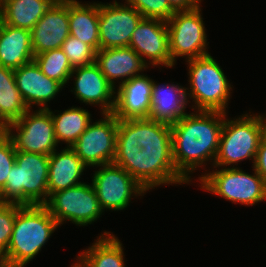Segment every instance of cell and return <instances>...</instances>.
<instances>
[{
	"label": "cell",
	"instance_id": "cell-1",
	"mask_svg": "<svg viewBox=\"0 0 266 267\" xmlns=\"http://www.w3.org/2000/svg\"><path fill=\"white\" fill-rule=\"evenodd\" d=\"M116 141H133L140 151L115 152L113 163L147 191L167 184H189L172 157L171 125L149 118L119 120Z\"/></svg>",
	"mask_w": 266,
	"mask_h": 267
},
{
	"label": "cell",
	"instance_id": "cell-2",
	"mask_svg": "<svg viewBox=\"0 0 266 267\" xmlns=\"http://www.w3.org/2000/svg\"><path fill=\"white\" fill-rule=\"evenodd\" d=\"M225 113L194 111L171 125L172 157L176 170L190 183L196 168L215 162Z\"/></svg>",
	"mask_w": 266,
	"mask_h": 267
},
{
	"label": "cell",
	"instance_id": "cell-3",
	"mask_svg": "<svg viewBox=\"0 0 266 267\" xmlns=\"http://www.w3.org/2000/svg\"><path fill=\"white\" fill-rule=\"evenodd\" d=\"M58 226L45 205H22L16 213L6 256L0 261L2 267H25Z\"/></svg>",
	"mask_w": 266,
	"mask_h": 267
},
{
	"label": "cell",
	"instance_id": "cell-4",
	"mask_svg": "<svg viewBox=\"0 0 266 267\" xmlns=\"http://www.w3.org/2000/svg\"><path fill=\"white\" fill-rule=\"evenodd\" d=\"M49 155L16 151L15 164L0 201L21 205H44L48 201Z\"/></svg>",
	"mask_w": 266,
	"mask_h": 267
},
{
	"label": "cell",
	"instance_id": "cell-5",
	"mask_svg": "<svg viewBox=\"0 0 266 267\" xmlns=\"http://www.w3.org/2000/svg\"><path fill=\"white\" fill-rule=\"evenodd\" d=\"M185 62L189 68L190 84V88H186V94L187 99L194 102L192 109L226 113L233 85L229 83L217 61L211 54H207Z\"/></svg>",
	"mask_w": 266,
	"mask_h": 267
},
{
	"label": "cell",
	"instance_id": "cell-6",
	"mask_svg": "<svg viewBox=\"0 0 266 267\" xmlns=\"http://www.w3.org/2000/svg\"><path fill=\"white\" fill-rule=\"evenodd\" d=\"M246 112L240 117L229 120L225 113L220 136L219 149L213 164L214 168H226L246 159H252L253 164L261 139L266 135V120L264 115Z\"/></svg>",
	"mask_w": 266,
	"mask_h": 267
},
{
	"label": "cell",
	"instance_id": "cell-7",
	"mask_svg": "<svg viewBox=\"0 0 266 267\" xmlns=\"http://www.w3.org/2000/svg\"><path fill=\"white\" fill-rule=\"evenodd\" d=\"M212 171L198 177L201 189L247 206L266 200V183L254 168L253 175L238 167Z\"/></svg>",
	"mask_w": 266,
	"mask_h": 267
},
{
	"label": "cell",
	"instance_id": "cell-8",
	"mask_svg": "<svg viewBox=\"0 0 266 267\" xmlns=\"http://www.w3.org/2000/svg\"><path fill=\"white\" fill-rule=\"evenodd\" d=\"M200 8L198 6L190 11L175 12L166 22L173 66L178 57H185L187 61L209 54L206 50L207 34Z\"/></svg>",
	"mask_w": 266,
	"mask_h": 267
},
{
	"label": "cell",
	"instance_id": "cell-9",
	"mask_svg": "<svg viewBox=\"0 0 266 267\" xmlns=\"http://www.w3.org/2000/svg\"><path fill=\"white\" fill-rule=\"evenodd\" d=\"M44 205L60 226L67 220L77 226H88L103 213L95 188L86 182L52 193Z\"/></svg>",
	"mask_w": 266,
	"mask_h": 267
},
{
	"label": "cell",
	"instance_id": "cell-10",
	"mask_svg": "<svg viewBox=\"0 0 266 267\" xmlns=\"http://www.w3.org/2000/svg\"><path fill=\"white\" fill-rule=\"evenodd\" d=\"M30 111L9 123L4 131L11 138L16 151L50 155L58 146L50 110Z\"/></svg>",
	"mask_w": 266,
	"mask_h": 267
},
{
	"label": "cell",
	"instance_id": "cell-11",
	"mask_svg": "<svg viewBox=\"0 0 266 267\" xmlns=\"http://www.w3.org/2000/svg\"><path fill=\"white\" fill-rule=\"evenodd\" d=\"M98 167L91 182L103 212L123 210L130 206L133 196L146 194L147 190L122 167L114 163Z\"/></svg>",
	"mask_w": 266,
	"mask_h": 267
},
{
	"label": "cell",
	"instance_id": "cell-12",
	"mask_svg": "<svg viewBox=\"0 0 266 267\" xmlns=\"http://www.w3.org/2000/svg\"><path fill=\"white\" fill-rule=\"evenodd\" d=\"M102 116L98 121H91L71 147L88 168L113 163L115 157L119 120L113 113Z\"/></svg>",
	"mask_w": 266,
	"mask_h": 267
},
{
	"label": "cell",
	"instance_id": "cell-13",
	"mask_svg": "<svg viewBox=\"0 0 266 267\" xmlns=\"http://www.w3.org/2000/svg\"><path fill=\"white\" fill-rule=\"evenodd\" d=\"M144 17L127 3H99L100 49L126 47Z\"/></svg>",
	"mask_w": 266,
	"mask_h": 267
},
{
	"label": "cell",
	"instance_id": "cell-14",
	"mask_svg": "<svg viewBox=\"0 0 266 267\" xmlns=\"http://www.w3.org/2000/svg\"><path fill=\"white\" fill-rule=\"evenodd\" d=\"M129 47L149 66L174 67L169 53L168 27L164 20L143 18L132 33Z\"/></svg>",
	"mask_w": 266,
	"mask_h": 267
},
{
	"label": "cell",
	"instance_id": "cell-15",
	"mask_svg": "<svg viewBox=\"0 0 266 267\" xmlns=\"http://www.w3.org/2000/svg\"><path fill=\"white\" fill-rule=\"evenodd\" d=\"M73 76L75 82L71 92H74L80 102L90 106L97 105L101 108V114L113 112L116 89L107 81L96 62L74 67L70 78Z\"/></svg>",
	"mask_w": 266,
	"mask_h": 267
},
{
	"label": "cell",
	"instance_id": "cell-16",
	"mask_svg": "<svg viewBox=\"0 0 266 267\" xmlns=\"http://www.w3.org/2000/svg\"><path fill=\"white\" fill-rule=\"evenodd\" d=\"M69 35V0H57L31 30L34 55L61 48Z\"/></svg>",
	"mask_w": 266,
	"mask_h": 267
},
{
	"label": "cell",
	"instance_id": "cell-17",
	"mask_svg": "<svg viewBox=\"0 0 266 267\" xmlns=\"http://www.w3.org/2000/svg\"><path fill=\"white\" fill-rule=\"evenodd\" d=\"M154 80L141 74L118 86L113 114L118 120L148 118Z\"/></svg>",
	"mask_w": 266,
	"mask_h": 267
},
{
	"label": "cell",
	"instance_id": "cell-18",
	"mask_svg": "<svg viewBox=\"0 0 266 267\" xmlns=\"http://www.w3.org/2000/svg\"><path fill=\"white\" fill-rule=\"evenodd\" d=\"M14 78L22 99L29 109H32L31 105L34 106V104L40 106L38 109H48V103L64 88L56 80L44 75L35 61L15 69Z\"/></svg>",
	"mask_w": 266,
	"mask_h": 267
},
{
	"label": "cell",
	"instance_id": "cell-19",
	"mask_svg": "<svg viewBox=\"0 0 266 267\" xmlns=\"http://www.w3.org/2000/svg\"><path fill=\"white\" fill-rule=\"evenodd\" d=\"M95 62L114 89L117 87L115 81L118 80L120 86L131 78L143 74L142 71L149 67L129 46L99 49L96 51Z\"/></svg>",
	"mask_w": 266,
	"mask_h": 267
},
{
	"label": "cell",
	"instance_id": "cell-20",
	"mask_svg": "<svg viewBox=\"0 0 266 267\" xmlns=\"http://www.w3.org/2000/svg\"><path fill=\"white\" fill-rule=\"evenodd\" d=\"M186 87L174 84H158L154 81L151 94V109L148 118L168 125L175 124L187 113Z\"/></svg>",
	"mask_w": 266,
	"mask_h": 267
},
{
	"label": "cell",
	"instance_id": "cell-21",
	"mask_svg": "<svg viewBox=\"0 0 266 267\" xmlns=\"http://www.w3.org/2000/svg\"><path fill=\"white\" fill-rule=\"evenodd\" d=\"M87 168L71 147L53 151L49 155L48 198L52 193L84 183L79 179Z\"/></svg>",
	"mask_w": 266,
	"mask_h": 267
},
{
	"label": "cell",
	"instance_id": "cell-22",
	"mask_svg": "<svg viewBox=\"0 0 266 267\" xmlns=\"http://www.w3.org/2000/svg\"><path fill=\"white\" fill-rule=\"evenodd\" d=\"M31 31L0 20V65L15 70L34 61Z\"/></svg>",
	"mask_w": 266,
	"mask_h": 267
},
{
	"label": "cell",
	"instance_id": "cell-23",
	"mask_svg": "<svg viewBox=\"0 0 266 267\" xmlns=\"http://www.w3.org/2000/svg\"><path fill=\"white\" fill-rule=\"evenodd\" d=\"M93 243L75 258L72 267H125L124 248L118 237L104 231Z\"/></svg>",
	"mask_w": 266,
	"mask_h": 267
},
{
	"label": "cell",
	"instance_id": "cell-24",
	"mask_svg": "<svg viewBox=\"0 0 266 267\" xmlns=\"http://www.w3.org/2000/svg\"><path fill=\"white\" fill-rule=\"evenodd\" d=\"M69 32L98 51L99 3L82 4L77 0H69Z\"/></svg>",
	"mask_w": 266,
	"mask_h": 267
},
{
	"label": "cell",
	"instance_id": "cell-25",
	"mask_svg": "<svg viewBox=\"0 0 266 267\" xmlns=\"http://www.w3.org/2000/svg\"><path fill=\"white\" fill-rule=\"evenodd\" d=\"M57 0H4L0 20L7 25L32 30Z\"/></svg>",
	"mask_w": 266,
	"mask_h": 267
},
{
	"label": "cell",
	"instance_id": "cell-26",
	"mask_svg": "<svg viewBox=\"0 0 266 267\" xmlns=\"http://www.w3.org/2000/svg\"><path fill=\"white\" fill-rule=\"evenodd\" d=\"M28 110L16 86L14 70L0 65V125L5 128Z\"/></svg>",
	"mask_w": 266,
	"mask_h": 267
},
{
	"label": "cell",
	"instance_id": "cell-27",
	"mask_svg": "<svg viewBox=\"0 0 266 267\" xmlns=\"http://www.w3.org/2000/svg\"><path fill=\"white\" fill-rule=\"evenodd\" d=\"M48 110L54 123L56 141L58 144L66 143V147H72L92 121L90 112L81 107L72 106L63 112L58 111L57 115L50 108Z\"/></svg>",
	"mask_w": 266,
	"mask_h": 267
},
{
	"label": "cell",
	"instance_id": "cell-28",
	"mask_svg": "<svg viewBox=\"0 0 266 267\" xmlns=\"http://www.w3.org/2000/svg\"><path fill=\"white\" fill-rule=\"evenodd\" d=\"M34 61L44 75L63 86L68 85L73 67L61 48L37 54Z\"/></svg>",
	"mask_w": 266,
	"mask_h": 267
},
{
	"label": "cell",
	"instance_id": "cell-29",
	"mask_svg": "<svg viewBox=\"0 0 266 267\" xmlns=\"http://www.w3.org/2000/svg\"><path fill=\"white\" fill-rule=\"evenodd\" d=\"M61 49L73 68L90 65L95 62L96 51L90 45L72 35L65 39Z\"/></svg>",
	"mask_w": 266,
	"mask_h": 267
},
{
	"label": "cell",
	"instance_id": "cell-30",
	"mask_svg": "<svg viewBox=\"0 0 266 267\" xmlns=\"http://www.w3.org/2000/svg\"><path fill=\"white\" fill-rule=\"evenodd\" d=\"M21 204L0 201V261L6 256L16 213Z\"/></svg>",
	"mask_w": 266,
	"mask_h": 267
},
{
	"label": "cell",
	"instance_id": "cell-31",
	"mask_svg": "<svg viewBox=\"0 0 266 267\" xmlns=\"http://www.w3.org/2000/svg\"><path fill=\"white\" fill-rule=\"evenodd\" d=\"M16 150L11 138L3 131L0 134V190L5 186L10 170L15 164Z\"/></svg>",
	"mask_w": 266,
	"mask_h": 267
},
{
	"label": "cell",
	"instance_id": "cell-32",
	"mask_svg": "<svg viewBox=\"0 0 266 267\" xmlns=\"http://www.w3.org/2000/svg\"><path fill=\"white\" fill-rule=\"evenodd\" d=\"M175 11L167 0H149L147 5V18L168 21Z\"/></svg>",
	"mask_w": 266,
	"mask_h": 267
},
{
	"label": "cell",
	"instance_id": "cell-33",
	"mask_svg": "<svg viewBox=\"0 0 266 267\" xmlns=\"http://www.w3.org/2000/svg\"><path fill=\"white\" fill-rule=\"evenodd\" d=\"M252 166L266 183V135L259 143L255 162Z\"/></svg>",
	"mask_w": 266,
	"mask_h": 267
},
{
	"label": "cell",
	"instance_id": "cell-34",
	"mask_svg": "<svg viewBox=\"0 0 266 267\" xmlns=\"http://www.w3.org/2000/svg\"><path fill=\"white\" fill-rule=\"evenodd\" d=\"M175 12L190 11L200 6L202 0H167Z\"/></svg>",
	"mask_w": 266,
	"mask_h": 267
},
{
	"label": "cell",
	"instance_id": "cell-35",
	"mask_svg": "<svg viewBox=\"0 0 266 267\" xmlns=\"http://www.w3.org/2000/svg\"><path fill=\"white\" fill-rule=\"evenodd\" d=\"M142 148L133 141H116V152L140 151Z\"/></svg>",
	"mask_w": 266,
	"mask_h": 267
},
{
	"label": "cell",
	"instance_id": "cell-36",
	"mask_svg": "<svg viewBox=\"0 0 266 267\" xmlns=\"http://www.w3.org/2000/svg\"><path fill=\"white\" fill-rule=\"evenodd\" d=\"M125 3L134 7L144 18H147V5H149V0H125Z\"/></svg>",
	"mask_w": 266,
	"mask_h": 267
},
{
	"label": "cell",
	"instance_id": "cell-37",
	"mask_svg": "<svg viewBox=\"0 0 266 267\" xmlns=\"http://www.w3.org/2000/svg\"><path fill=\"white\" fill-rule=\"evenodd\" d=\"M3 2H4V0H0V10H1V7L3 5Z\"/></svg>",
	"mask_w": 266,
	"mask_h": 267
},
{
	"label": "cell",
	"instance_id": "cell-38",
	"mask_svg": "<svg viewBox=\"0 0 266 267\" xmlns=\"http://www.w3.org/2000/svg\"><path fill=\"white\" fill-rule=\"evenodd\" d=\"M4 131V128L0 125V134Z\"/></svg>",
	"mask_w": 266,
	"mask_h": 267
}]
</instances>
